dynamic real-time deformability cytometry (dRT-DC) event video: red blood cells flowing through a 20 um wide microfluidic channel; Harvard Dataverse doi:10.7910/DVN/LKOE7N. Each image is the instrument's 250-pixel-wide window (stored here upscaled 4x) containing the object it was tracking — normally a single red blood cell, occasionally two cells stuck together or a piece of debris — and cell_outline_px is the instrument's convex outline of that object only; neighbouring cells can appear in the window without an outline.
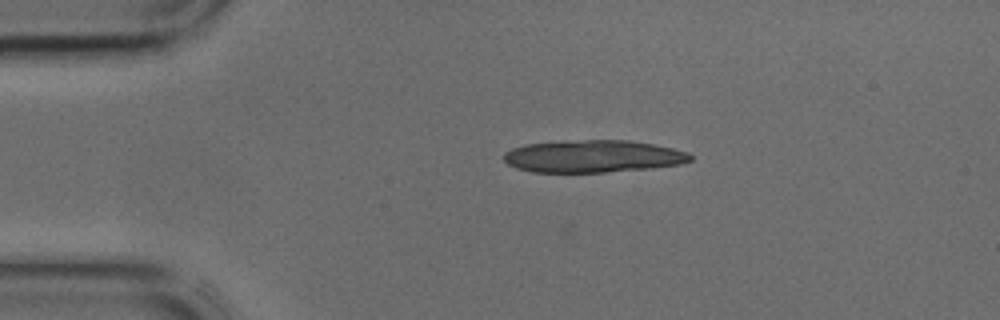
{"species": "common noctule bat (a hibernating species)", "species_latin": "Nyctalus noctula", "temperature_condition": "cold", "stored_images_in_passage": 27, "segment_of_instrument_passage": [1, 2], "camera_frame_rate_fps": 3000, "um_per_image_px": 0.085, "animal": {"sex": "male", "body_mass_g": 17.9, "forearm_length_mm": 54.2}, "frame": {"image": 1, "passage_image": 1, "time_ms": 0.0, "image_size_px": [1000, 320], "cell_outline_px": [[692, 160], [680, 164], [652, 168], [604, 172], [532, 172], [516, 168], [508, 164], [504, 160], [504, 152], [512, 148], [524, 144], [564, 140], [628, 140], [656, 144], [688, 152], [692, 156]], "centroid_in_image_um": [50.39, 13.28], "position_along_channel_um": 34.6, "area_um2": 35.49}}